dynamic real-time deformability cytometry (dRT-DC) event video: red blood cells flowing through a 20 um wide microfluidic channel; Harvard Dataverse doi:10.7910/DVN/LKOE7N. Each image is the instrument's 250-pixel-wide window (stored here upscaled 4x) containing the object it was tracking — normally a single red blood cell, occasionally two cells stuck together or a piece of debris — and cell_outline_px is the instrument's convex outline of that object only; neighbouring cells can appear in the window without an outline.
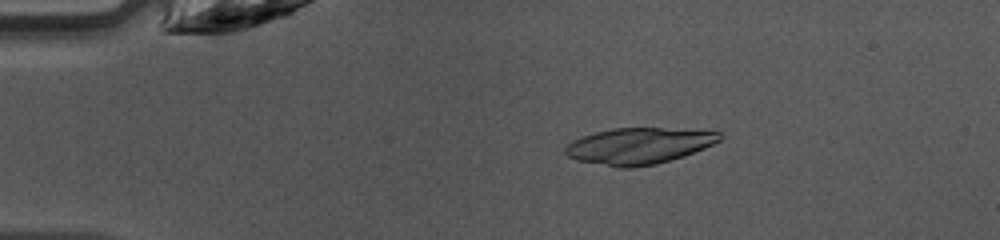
{"species": "common noctule bat (a hibernating species)", "species_latin": "Nyctalus noctula", "temperature_condition": "warm", "stored_images_in_passage": 46, "camera_frame_rate_fps": 3000, "um_per_image_px": 0.085, "animal": {"sex": "female", "body_mass_g": 10.0, "forearm_length_mm": 53.1}, "frame": {"image": 1, "passage_image": 9, "time_ms": 2.667, "image_size_px": [1000, 240], "cell_outline_px": [[724, 136], [720, 140], [704, 148], [684, 156], [656, 164], [632, 168], [616, 168], [576, 160], [568, 156], [564, 152], [564, 148], [572, 140], [596, 132], [612, 128], [660, 128], [720, 132]], "centroid_in_image_um": [54.27, 12.42], "position_along_channel_um": 30.7, "area_um2": 32.6}}